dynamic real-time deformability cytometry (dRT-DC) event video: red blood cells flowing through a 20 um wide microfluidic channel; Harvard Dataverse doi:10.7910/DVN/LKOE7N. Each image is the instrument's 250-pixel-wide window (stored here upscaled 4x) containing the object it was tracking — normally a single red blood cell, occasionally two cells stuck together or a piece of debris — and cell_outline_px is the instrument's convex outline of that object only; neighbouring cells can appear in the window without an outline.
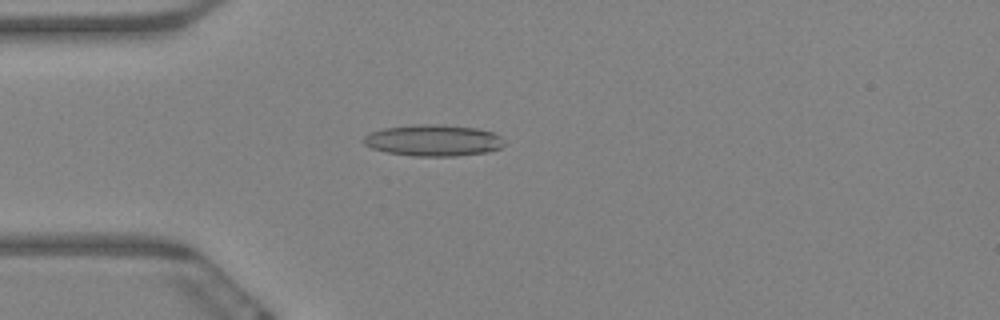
{"species": "Egyptian fruit bat (a non-hibernating species)", "species_latin": "Rousettus aegyptiacus", "temperature_condition": "warm", "stored_images_in_passage": 61, "camera_frame_rate_fps": 3000, "um_per_image_px": 0.085, "animal": {"sex": "female"}, "frame": {"image": 1, "passage_image": 17, "time_ms": 5.333, "image_size_px": [1000, 320], "cell_outline_px": [[504, 144], [500, 148], [488, 152], [456, 156], [412, 156], [388, 152], [372, 148], [364, 144], [360, 140], [368, 132], [384, 128], [412, 124], [440, 124], [476, 128], [492, 132], [500, 136], [504, 140]], "centroid_in_image_um": [36.8, 11.92], "position_along_channel_um": 48.2, "area_um2": 26.01}}
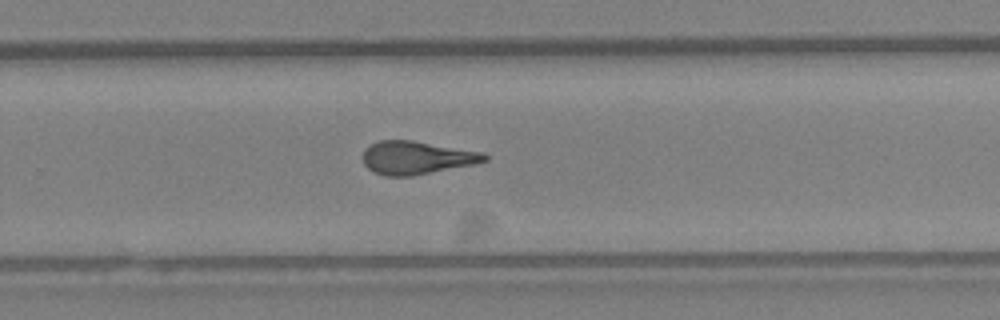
{"frame": {"image": 2, "passage_image": 40, "time_ms": 13.0, "image_size_px": [1000, 320], "cell_outline_px": [[488, 160], [476, 164], [412, 176], [384, 176], [372, 172], [364, 164], [364, 148], [380, 140], [412, 140], [484, 152], [488, 156]], "centroid_in_image_um": [35.43, 13.41], "position_along_channel_um": 294.4, "area_um2": 23.64}}
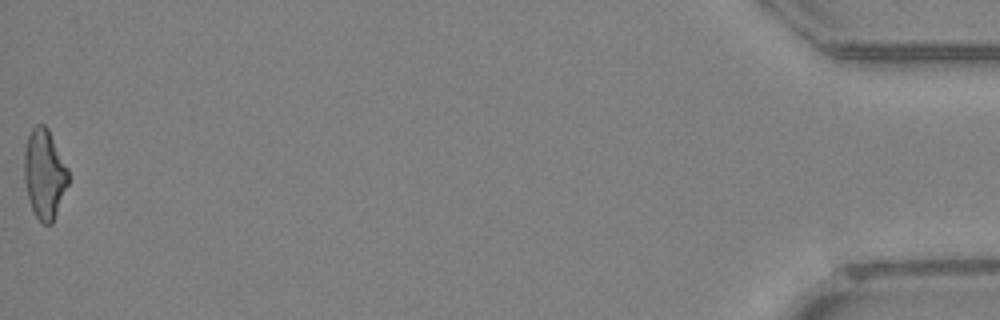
{"frame": {"image": 3, "passage_image": 61, "time_ms": 20.0, "image_size_px": [1000, 320], "cell_outline_px": [[68, 184], [52, 224], [44, 224], [36, 216], [32, 208], [28, 196], [24, 180], [24, 152], [28, 136], [32, 128], [36, 124], [44, 124], [48, 128], [68, 168]], "centroid_in_image_um": [3.77, 14.76], "position_along_channel_um": 431.4, "area_um2": 22.83}, "authors_computed_cell_mechanics": {"area_um2": 23.698, "velocity_mm_per_s": 3.3906, "shape_relaxation_time_tau1_ms": null, "shape_relaxation_time_tau2_ms": 2.695, "deformation_change_tau1": null, "deformation_change_tau2": 0.1265}}